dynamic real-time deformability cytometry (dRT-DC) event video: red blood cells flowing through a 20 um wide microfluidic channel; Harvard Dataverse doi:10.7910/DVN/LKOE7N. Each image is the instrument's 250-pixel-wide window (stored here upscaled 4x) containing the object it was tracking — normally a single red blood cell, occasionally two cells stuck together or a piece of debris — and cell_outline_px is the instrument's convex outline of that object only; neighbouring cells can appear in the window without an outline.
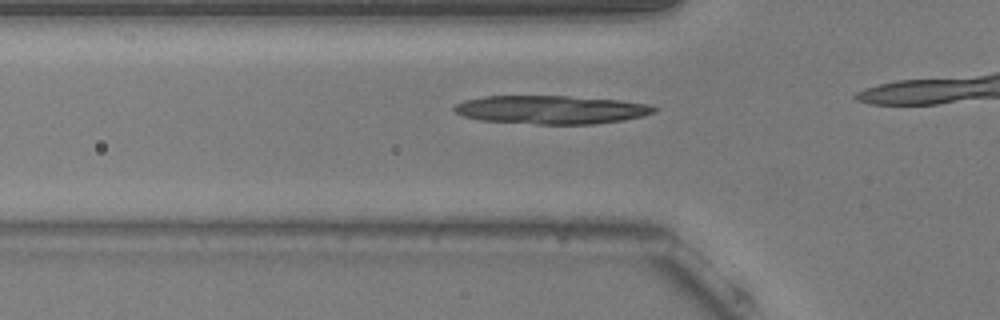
{"species": "common noctule bat (a hibernating species)", "species_latin": "Nyctalus noctula", "temperature_condition": "warm", "stored_images_in_passage": 17, "camera_frame_rate_fps": 3000, "um_per_image_px": 0.085, "animal": {"sex": "male", "body_mass_g": 20.5, "forearm_length_mm": 52.5}, "frame": {"image": 1, "passage_image": 12, "time_ms": 3.667, "image_size_px": [1000, 320], "cell_outline_px": [[660, 108], [656, 112], [624, 120], [596, 124], [536, 124], [480, 120], [464, 116], [456, 112], [452, 108], [456, 104], [464, 100], [484, 96], [568, 96], [620, 100], [648, 104]], "centroid_in_image_um": [46.87, 9.32], "position_along_channel_um": 78.9, "area_um2": 33.18}}
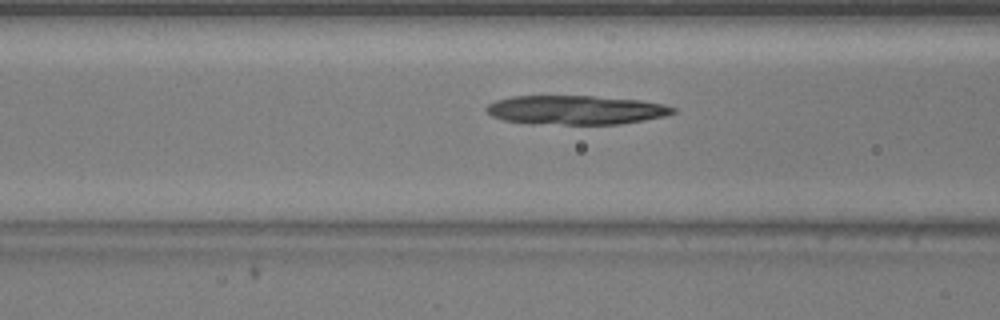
{"frame": {"image": 2, "passage_image": 15, "time_ms": 4.667, "image_size_px": [1000, 320], "cell_outline_px": [[676, 112], [664, 116], [644, 120], [620, 124], [532, 124], [504, 120], [492, 116], [484, 108], [488, 104], [496, 100], [512, 96], [592, 96], [640, 100], [664, 104], [676, 108]], "centroid_in_image_um": [48.93, 9.35], "position_along_channel_um": 117.7, "area_um2": 31.67}}